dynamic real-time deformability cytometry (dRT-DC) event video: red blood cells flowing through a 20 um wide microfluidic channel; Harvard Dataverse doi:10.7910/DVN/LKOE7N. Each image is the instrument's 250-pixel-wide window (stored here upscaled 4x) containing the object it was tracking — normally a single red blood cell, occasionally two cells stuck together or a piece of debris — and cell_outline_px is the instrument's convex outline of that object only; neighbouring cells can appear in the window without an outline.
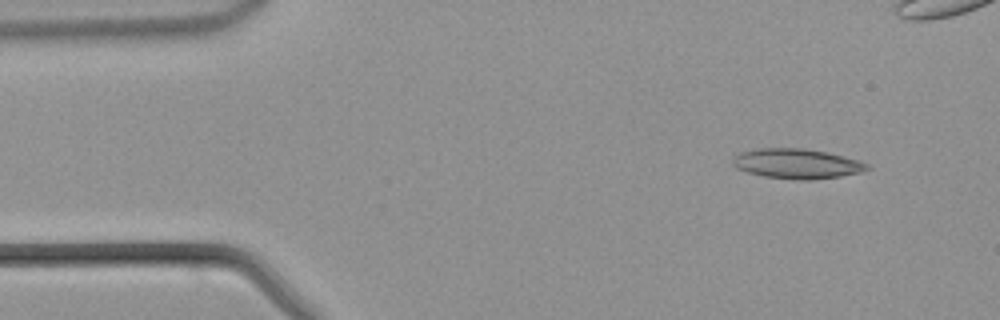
{"species": "common noctule bat (a hibernating species)", "species_latin": "Nyctalus noctula", "temperature_condition": "warm", "stored_images_in_passage": 44, "camera_frame_rate_fps": 3000, "um_per_image_px": 0.085, "animal": {"sex": "male", "body_mass_g": 21.5, "forearm_length_mm": 52.0}, "frame": {"image": 1, "passage_image": 3, "time_ms": 0.667, "image_size_px": [1000, 320], "cell_outline_px": [[872, 168], [860, 172], [840, 176], [812, 180], [800, 180], [764, 176], [748, 172], [736, 168], [732, 164], [732, 156], [740, 152], [756, 148], [804, 148], [828, 152], [856, 160], [868, 164]], "centroid_in_image_um": [67.69, 13.9], "position_along_channel_um": 17.3, "area_um2": 23.47}}
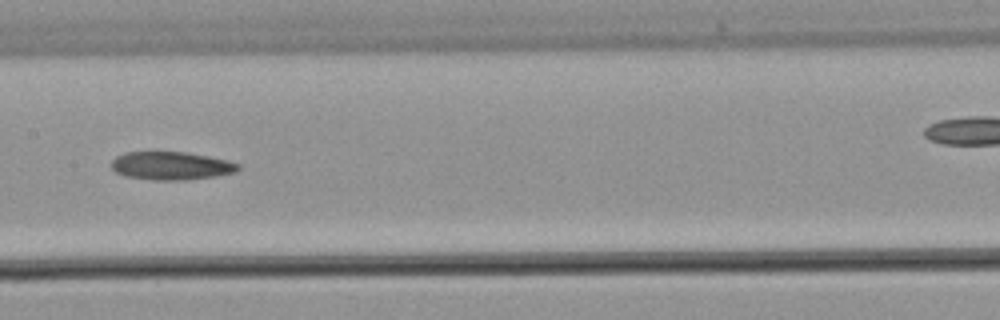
{"frame": {"image": 2, "passage_image": 20, "time_ms": 6.333, "image_size_px": [1000, 320], "cell_outline_px": [[240, 168], [236, 172], [216, 176], [188, 180], [152, 180], [124, 176], [116, 172], [112, 168], [112, 160], [116, 156], [124, 152], [188, 152], [228, 160], [240, 164]], "centroid_in_image_um": [14.56, 14.09], "position_along_channel_um": 192.8, "area_um2": 20.98}}
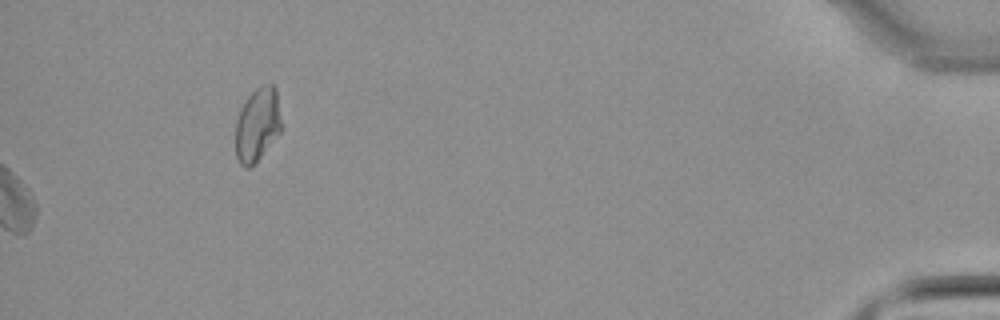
{"frame": {"image": 3, "passage_image": 44, "time_ms": 14.333, "image_size_px": [1000, 320], "cell_outline_px": [[284, 128], [260, 156], [248, 168], [244, 168], [240, 164], [236, 156], [236, 120], [248, 96], [256, 88], [264, 84], [272, 84], [276, 88]], "centroid_in_image_um": [21.92, 10.57], "position_along_channel_um": 413.3, "area_um2": 19.71}}